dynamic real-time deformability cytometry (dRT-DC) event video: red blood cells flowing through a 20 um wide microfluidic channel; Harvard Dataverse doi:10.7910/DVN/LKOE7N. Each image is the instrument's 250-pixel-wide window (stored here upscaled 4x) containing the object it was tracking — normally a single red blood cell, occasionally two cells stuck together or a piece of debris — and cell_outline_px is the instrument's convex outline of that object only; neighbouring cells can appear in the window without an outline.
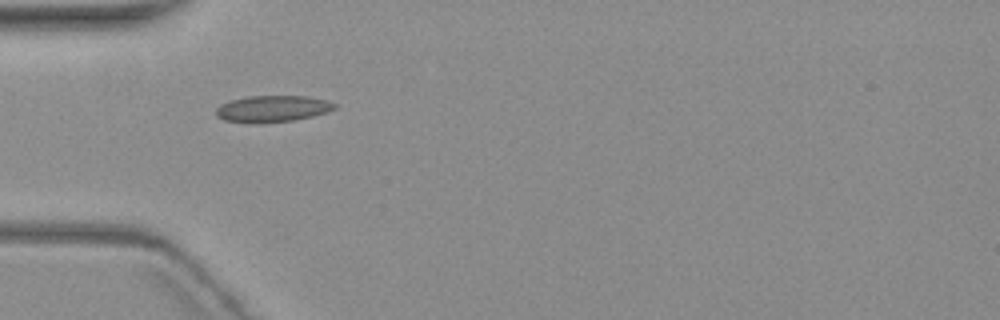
{"species": "common noctule bat (a hibernating species)", "species_latin": "Nyctalus noctula", "temperature_condition": "warm", "stored_images_in_passage": 1, "camera_frame_rate_fps": 3000, "um_per_image_px": 0.085, "animal": {"sex": "female", "body_mass_g": 19.3, "forearm_length_mm": 54.1}, "frame": {"image": 1, "passage_image": 1, "time_ms": 0.0, "image_size_px": [1000, 320], "cell_outline_px": [[336, 108], [312, 116], [292, 120], [224, 120], [216, 116], [216, 108], [220, 104], [232, 100], [248, 96], [308, 96], [328, 100], [336, 104]], "centroid_in_image_um": [23.21, 9.18], "position_along_channel_um": 61.8, "area_um2": 17.34}}